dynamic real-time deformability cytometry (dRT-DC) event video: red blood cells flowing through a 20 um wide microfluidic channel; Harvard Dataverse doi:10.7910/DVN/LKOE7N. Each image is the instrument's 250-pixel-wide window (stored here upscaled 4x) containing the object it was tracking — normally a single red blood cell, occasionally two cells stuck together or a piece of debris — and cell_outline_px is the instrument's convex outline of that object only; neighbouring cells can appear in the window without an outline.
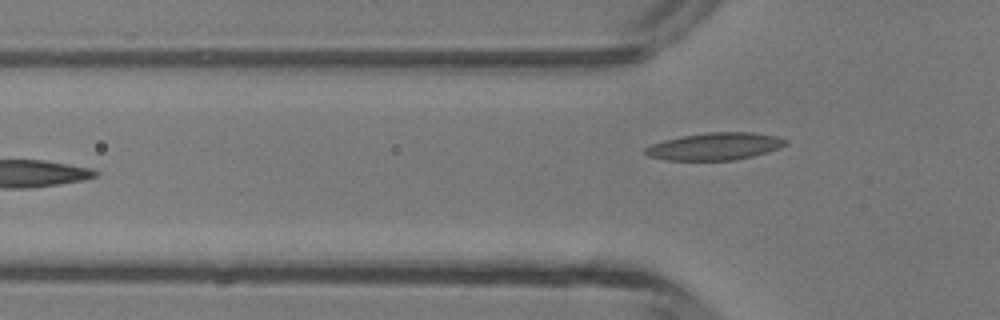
{"species": "common noctule bat (a hibernating species)", "species_latin": "Nyctalus noctula", "temperature_condition": "room temperature", "stored_images_in_passage": 7, "camera_frame_rate_fps": 3000, "um_per_image_px": 0.085, "animal": {"sex": "male", "body_mass_g": 13.3}, "frame": {"image": 1, "passage_image": 6, "time_ms": 1.667, "image_size_px": [1000, 320], "cell_outline_px": [[788, 144], [768, 152], [736, 160], [668, 160], [648, 156], [644, 152], [644, 148], [652, 144], [664, 140], [680, 136], [708, 132], [752, 132], [776, 136], [788, 140]], "centroid_in_image_um": [60.77, 12.44], "position_along_channel_um": 65.0, "area_um2": 22.37}}
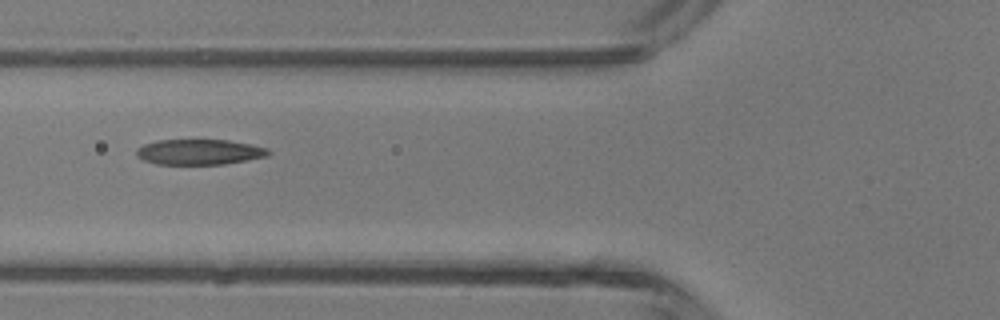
{"frame": {"image": 2, "passage_image": 7, "time_ms": 2.0, "image_size_px": [1000, 320], "cell_outline_px": [[272, 152], [268, 156], [224, 164], [156, 164], [144, 160], [136, 156], [136, 148], [144, 144], [156, 140], [228, 140], [252, 144], [268, 148]], "centroid_in_image_um": [16.95, 12.91], "position_along_channel_um": 108.9, "area_um2": 19.65}}